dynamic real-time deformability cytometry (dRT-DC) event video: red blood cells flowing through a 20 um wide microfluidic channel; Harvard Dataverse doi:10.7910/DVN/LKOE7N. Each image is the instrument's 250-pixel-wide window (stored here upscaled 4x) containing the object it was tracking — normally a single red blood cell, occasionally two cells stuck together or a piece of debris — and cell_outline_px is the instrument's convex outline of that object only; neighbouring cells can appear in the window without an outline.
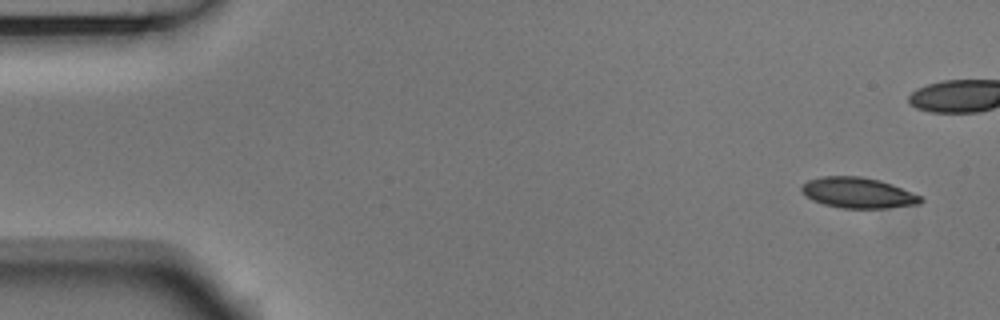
{"species": "Egyptian fruit bat (a non-hibernating species)", "species_latin": "Rousettus aegyptiacus", "temperature_condition": "room temperature", "stored_images_in_passage": 8, "camera_frame_rate_fps": 3000, "um_per_image_px": 0.085, "animal": {"sex": "male"}, "frame": {"image": 1, "passage_image": 1, "time_ms": 0.0, "image_size_px": [1000, 320], "cell_outline_px": [[924, 200], [920, 204], [884, 208], [840, 208], [824, 204], [812, 200], [800, 192], [800, 188], [808, 180], [820, 176], [860, 176], [880, 180], [892, 184], [920, 196]], "centroid_in_image_um": [72.9, 16.38], "position_along_channel_um": 12.1, "area_um2": 21.27}}
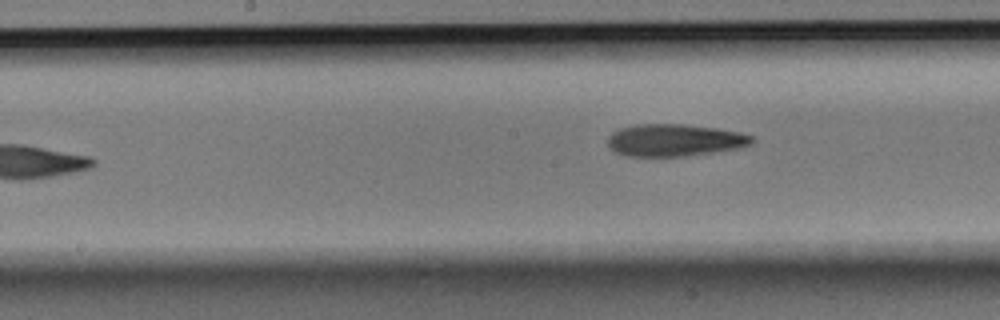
{"frame": {"image": 2, "passage_image": 8, "time_ms": 2.333, "image_size_px": [1000, 320], "cell_outline_px": [[756, 140], [752, 144], [740, 148], [684, 156], [628, 156], [616, 152], [608, 148], [608, 136], [612, 132], [620, 128], [636, 124], [684, 124], [716, 128], [740, 132], [752, 136]], "centroid_in_image_um": [57.34, 11.91], "position_along_channel_um": 190.9, "area_um2": 27.17}}